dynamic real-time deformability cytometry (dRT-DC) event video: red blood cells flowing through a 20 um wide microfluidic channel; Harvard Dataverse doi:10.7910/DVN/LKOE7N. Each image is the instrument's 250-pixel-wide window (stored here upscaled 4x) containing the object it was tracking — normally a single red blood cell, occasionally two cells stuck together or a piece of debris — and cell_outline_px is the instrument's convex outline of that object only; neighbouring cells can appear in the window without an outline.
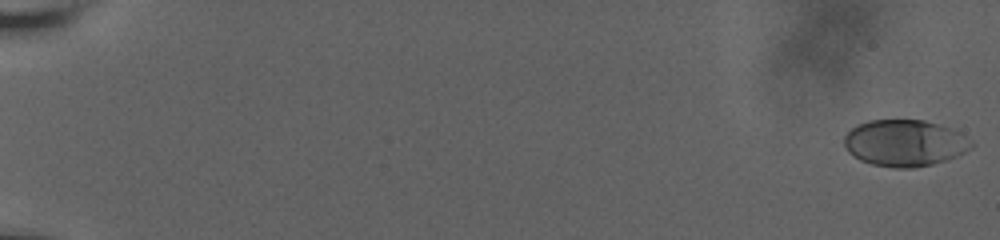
{"species": "human", "species_latin": "Homo sapiens", "temperature_condition": "room temperature", "stored_images_in_passage": 2, "camera_frame_rate_fps": 3000, "um_per_image_px": 0.085, "donor": {"sex": "male"}, "frame": {"image": 1, "passage_image": 1, "time_ms": 0.0, "image_size_px": [1000, 240], "cell_outline_px": [[976, 144], [972, 148], [956, 156], [932, 164], [912, 168], [896, 168], [872, 164], [860, 160], [852, 156], [848, 152], [844, 144], [844, 136], [852, 128], [868, 120], [924, 120], [960, 132], [972, 140]], "centroid_in_image_um": [76.9, 12.16], "position_along_channel_um": 8.1, "area_um2": 34.45}}